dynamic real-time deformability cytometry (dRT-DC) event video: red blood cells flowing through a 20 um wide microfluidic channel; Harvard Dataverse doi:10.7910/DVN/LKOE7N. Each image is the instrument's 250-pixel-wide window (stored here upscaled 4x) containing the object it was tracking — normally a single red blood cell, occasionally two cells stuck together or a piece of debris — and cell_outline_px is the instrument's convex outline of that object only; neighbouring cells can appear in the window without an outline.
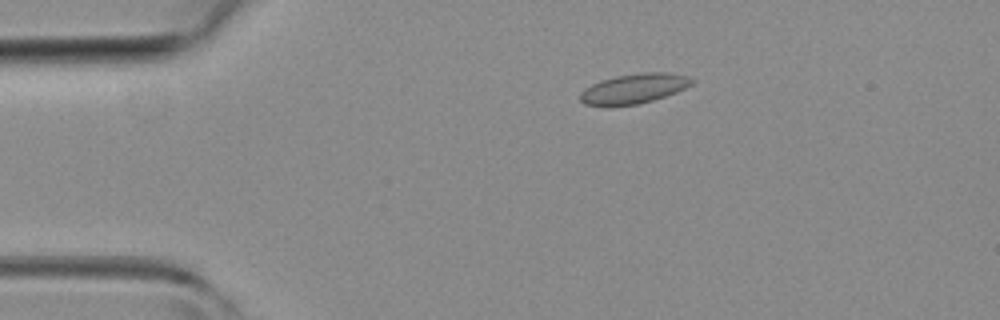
{"species": "common noctule bat (a hibernating species)", "species_latin": "Nyctalus noctula", "temperature_condition": "room temperature", "stored_images_in_passage": 43, "camera_frame_rate_fps": 3000, "um_per_image_px": 0.085, "animal": {"sex": "female", "body_mass_g": 19.3, "forearm_length_mm": 54.1}, "frame": {"image": 1, "passage_image": 8, "time_ms": 2.333, "image_size_px": [1000, 320], "cell_outline_px": [[696, 80], [692, 84], [676, 92], [652, 100], [636, 104], [584, 104], [580, 100], [580, 92], [584, 88], [592, 84], [616, 76], [644, 72], [668, 72], [688, 76]], "centroid_in_image_um": [53.93, 7.5], "position_along_channel_um": 31.1, "area_um2": 18.9}}
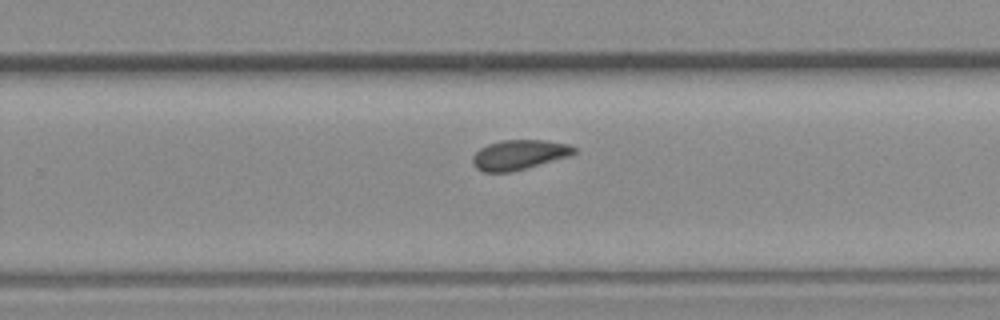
{"frame": {"image": 2, "passage_image": 27, "time_ms": 8.667, "image_size_px": [1000, 320], "cell_outline_px": [[576, 152], [568, 156], [512, 172], [484, 172], [476, 168], [472, 164], [472, 156], [480, 148], [488, 144], [500, 140], [544, 140], [568, 144], [576, 148]], "centroid_in_image_um": [44.08, 13.15], "position_along_channel_um": 285.7, "area_um2": 17.57}}
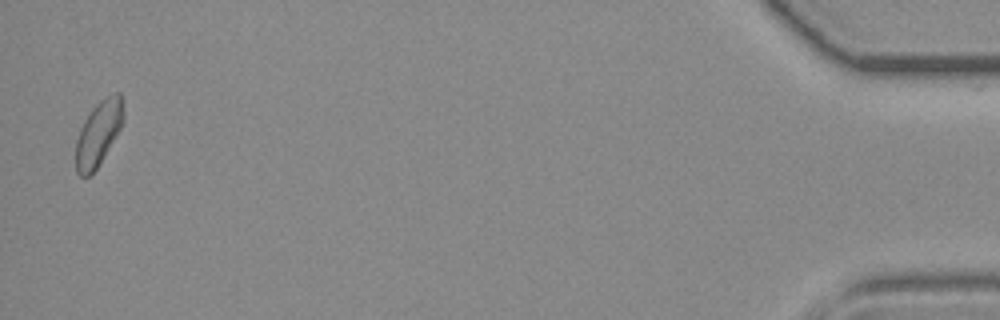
{"frame": {"image": 3, "passage_image": 42, "time_ms": 13.667, "image_size_px": [1000, 320], "cell_outline_px": [[124, 120], [120, 128], [100, 164], [88, 176], [80, 176], [76, 172], [76, 140], [80, 128], [84, 120], [92, 108], [100, 100], [116, 92], [120, 92], [124, 112]], "centroid_in_image_um": [8.36, 11.32], "position_along_channel_um": 426.8, "area_um2": 17.86}}